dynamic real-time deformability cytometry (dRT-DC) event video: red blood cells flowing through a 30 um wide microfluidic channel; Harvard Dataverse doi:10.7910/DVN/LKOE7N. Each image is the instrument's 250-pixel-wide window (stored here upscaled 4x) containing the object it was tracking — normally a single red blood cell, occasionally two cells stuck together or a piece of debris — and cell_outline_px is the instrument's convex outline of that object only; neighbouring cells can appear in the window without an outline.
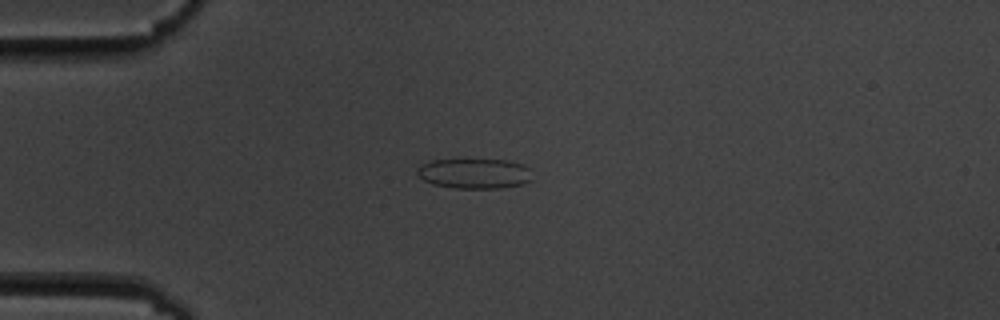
{"species": "common noctule bat (a hibernating species)", "species_latin": "Nyctalus noctula", "temperature_condition": "cold", "stored_images_in_passage": 10, "camera_frame_rate_fps": 3000, "um_per_image_px": 0.085, "animal": {"sex": "male", "body_mass_g": 19.5, "forearm_length_mm": 54.6}, "frame": {"image": 1, "passage_image": 3, "time_ms": 2.333, "image_size_px": [1000, 320], "cell_outline_px": [[532, 180], [524, 184], [500, 188], [456, 188], [432, 184], [424, 180], [416, 172], [420, 164], [432, 160], [460, 156], [508, 160], [524, 164], [528, 168]], "centroid_in_image_um": [40.3, 14.68], "position_along_channel_um": 44.7, "area_um2": 21.27}}
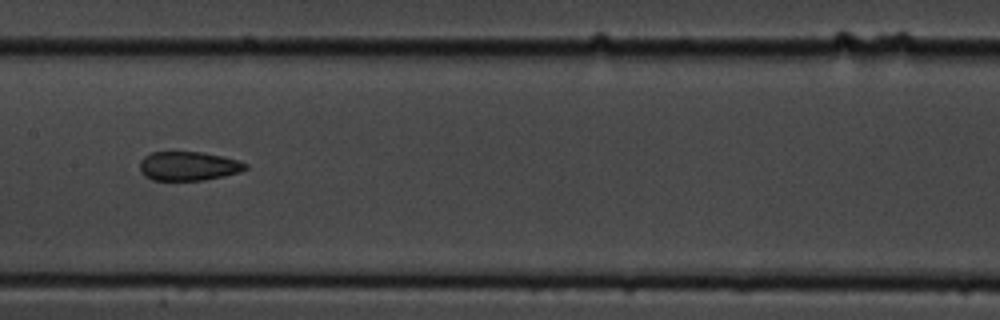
{"frame": {"image": 2, "passage_image": 7, "time_ms": 7.0, "image_size_px": [1000, 320], "cell_outline_px": [[248, 168], [240, 172], [224, 176], [204, 180], [152, 180], [144, 176], [140, 172], [140, 160], [144, 156], [152, 152], [200, 152], [220, 156], [236, 160], [248, 164]], "centroid_in_image_um": [15.99, 14.12], "position_along_channel_um": 191.4, "area_um2": 17.86}}
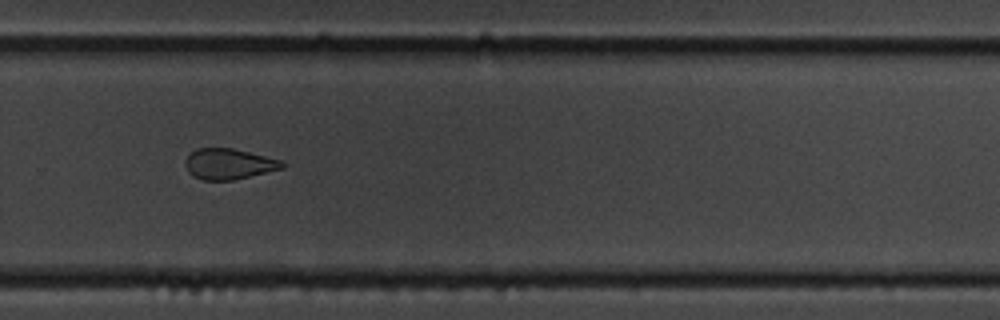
{"frame": {"image": 3, "passage_image": 10, "time_ms": 10.333, "image_size_px": [1000, 320], "cell_outline_px": [[288, 164], [284, 168], [232, 180], [204, 180], [192, 176], [188, 172], [184, 164], [184, 160], [196, 148], [232, 148], [280, 160]], "centroid_in_image_um": [19.42, 13.94], "position_along_channel_um": 310.4, "area_um2": 17.28}}